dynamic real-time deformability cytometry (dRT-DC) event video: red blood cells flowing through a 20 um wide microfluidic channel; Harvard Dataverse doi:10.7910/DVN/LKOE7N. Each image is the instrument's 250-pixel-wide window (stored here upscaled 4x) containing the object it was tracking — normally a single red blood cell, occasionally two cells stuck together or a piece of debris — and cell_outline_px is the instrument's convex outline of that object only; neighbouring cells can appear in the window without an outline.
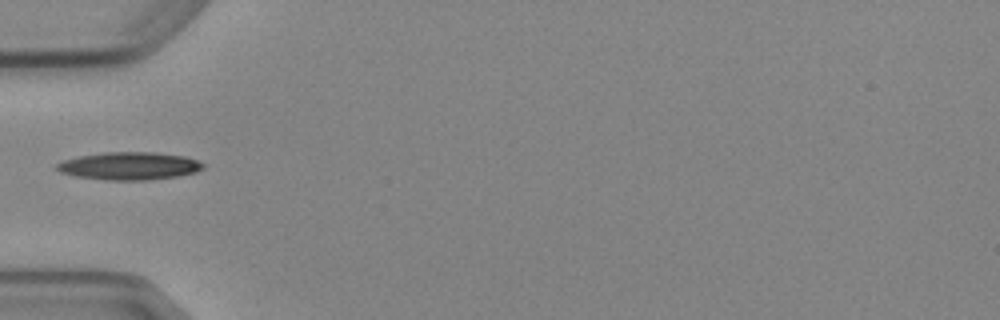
{"species": "Egyptian fruit bat (a non-hibernating species)", "species_latin": "Rousettus aegyptiacus", "temperature_condition": "cold", "stored_images_in_passage": 3, "camera_frame_rate_fps": 3000, "um_per_image_px": 0.085, "animal": {"sex": "female"}, "frame": {"image": 1, "passage_image": 1, "time_ms": 0.0, "image_size_px": [1000, 320], "cell_outline_px": [[204, 168], [196, 172], [176, 176], [148, 180], [108, 180], [76, 176], [60, 172], [56, 168], [56, 164], [64, 160], [80, 156], [104, 152], [152, 152], [184, 156], [196, 160], [204, 164]], "centroid_in_image_um": [10.99, 14.1], "position_along_channel_um": 74.0, "area_um2": 23.47}}
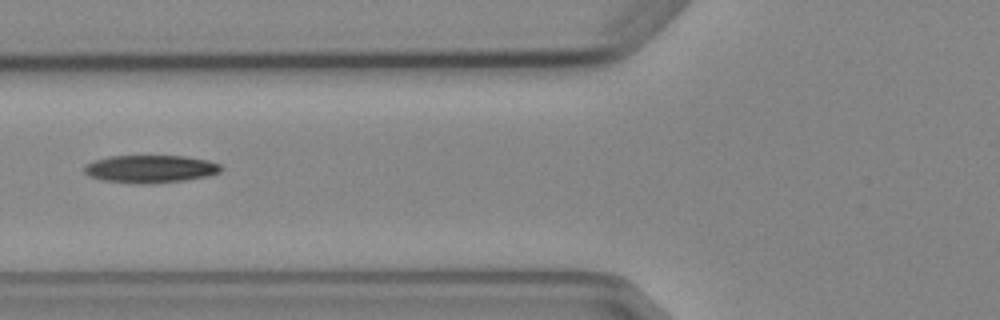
{"frame": {"image": 2, "passage_image": 2, "time_ms": 1.0, "image_size_px": [1000, 320], "cell_outline_px": [[220, 172], [208, 176], [184, 180], [148, 184], [136, 184], [100, 180], [88, 176], [84, 172], [84, 168], [88, 164], [96, 160], [108, 156], [184, 156], [208, 160], [220, 164]], "centroid_in_image_um": [12.76, 14.37], "position_along_channel_um": 113.0, "area_um2": 22.08}}